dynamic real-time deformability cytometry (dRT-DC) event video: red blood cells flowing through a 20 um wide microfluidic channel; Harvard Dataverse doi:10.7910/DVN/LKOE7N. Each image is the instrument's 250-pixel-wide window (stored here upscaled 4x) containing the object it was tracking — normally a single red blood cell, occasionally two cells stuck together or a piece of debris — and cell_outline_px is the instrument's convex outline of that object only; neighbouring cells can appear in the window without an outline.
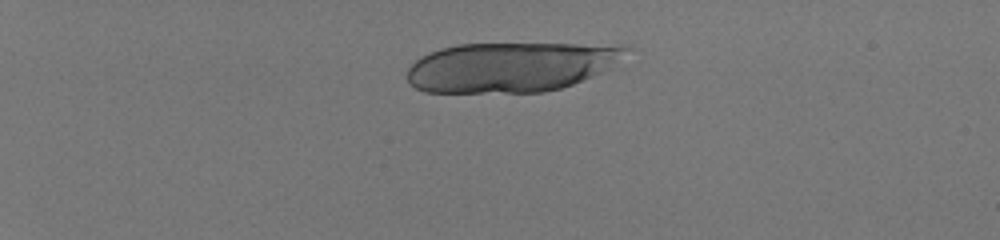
{"species": "human", "species_latin": "Homo sapiens", "temperature_condition": "room temperature", "stored_images_in_passage": 15, "camera_frame_rate_fps": 3000, "um_per_image_px": 0.085, "donor": {"sex": "male"}, "frame": {"image": 1, "passage_image": 3, "time_ms": 0.667, "image_size_px": [1000, 240], "cell_outline_px": [[632, 48], [608, 68], [572, 84], [560, 88], [544, 92], [424, 92], [408, 84], [408, 68], [420, 56], [428, 52], [440, 48], [460, 44], [624, 44]], "centroid_in_image_um": [43.38, 5.68], "position_along_channel_um": 41.6, "area_um2": 63.35}}